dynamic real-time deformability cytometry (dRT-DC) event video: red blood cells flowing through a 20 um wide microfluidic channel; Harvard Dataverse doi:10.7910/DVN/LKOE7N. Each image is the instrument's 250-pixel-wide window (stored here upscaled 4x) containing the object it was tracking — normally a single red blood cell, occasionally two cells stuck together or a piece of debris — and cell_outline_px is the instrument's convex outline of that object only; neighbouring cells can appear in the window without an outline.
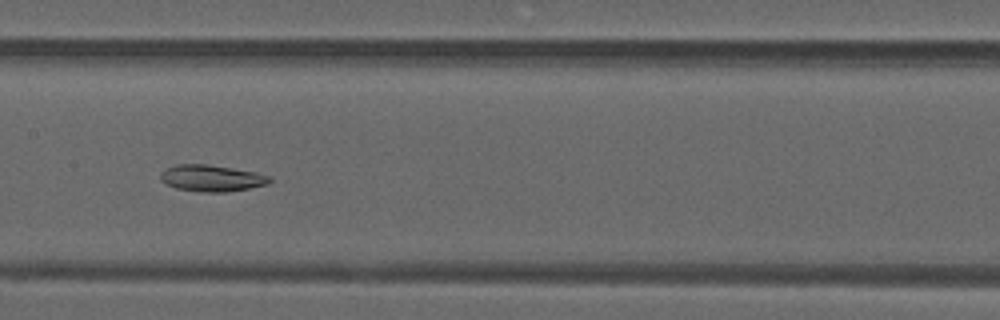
{"species": "common noctule bat (a hibernating species)", "species_latin": "Nyctalus noctula", "temperature_condition": "warm", "stored_images_in_passage": 48, "camera_frame_rate_fps": 3000, "um_per_image_px": 0.085, "animal": {"sex": "male", "forearm_length_mm": 52.5}, "frame": {"image": 1, "passage_image": 24, "time_ms": 7.667, "image_size_px": [1000, 320], "cell_outline_px": [[272, 180], [268, 184], [228, 192], [200, 192], [176, 188], [164, 184], [160, 180], [160, 172], [176, 164], [208, 164], [256, 172], [272, 176]], "centroid_in_image_um": [17.98, 15.14], "position_along_channel_um": 189.4, "area_um2": 17.05}}
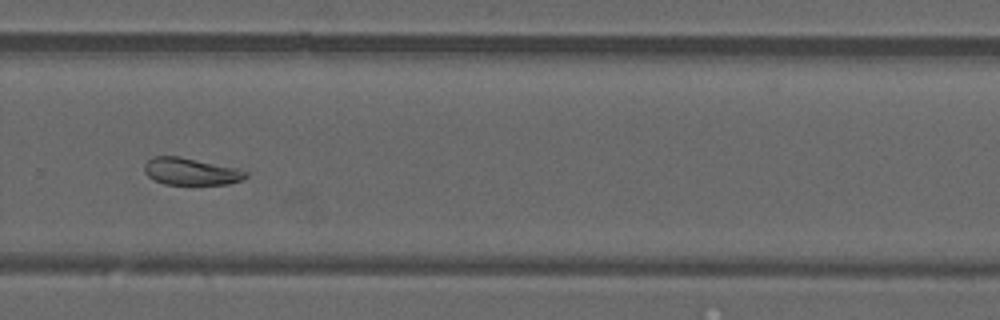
{"frame": {"image": 2, "passage_image": 33, "time_ms": 10.667, "image_size_px": [1000, 320], "cell_outline_px": [[248, 176], [240, 180], [228, 184], [164, 184], [152, 180], [144, 172], [144, 164], [152, 156], [180, 156], [236, 168], [248, 172]], "centroid_in_image_um": [16.18, 14.57], "position_along_channel_um": 313.6, "area_um2": 16.01}}
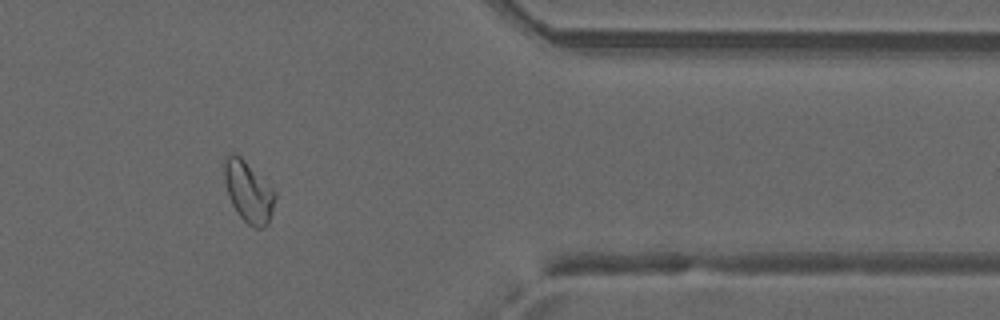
{"frame": {"image": 3, "passage_image": 40, "time_ms": 13.0, "image_size_px": [1000, 320], "cell_outline_px": [[276, 196], [272, 212], [268, 224], [264, 228], [256, 228], [248, 224], [240, 216], [232, 204], [228, 196], [224, 180], [224, 156], [228, 152], [236, 152], [276, 192]], "centroid_in_image_um": [21.09, 16.27], "position_along_channel_um": 390.3, "area_um2": 18.09}, "authors_computed_cell_mechanics": {"area_um2": 18.6694, "velocity_mm_per_s": 4.1594, "shape_relaxation_time_tau1_ms": null, "shape_relaxation_time_tau2_ms": 6.1347, "deformation_change_tau1": null, "deformation_change_tau2": 0.1041}}